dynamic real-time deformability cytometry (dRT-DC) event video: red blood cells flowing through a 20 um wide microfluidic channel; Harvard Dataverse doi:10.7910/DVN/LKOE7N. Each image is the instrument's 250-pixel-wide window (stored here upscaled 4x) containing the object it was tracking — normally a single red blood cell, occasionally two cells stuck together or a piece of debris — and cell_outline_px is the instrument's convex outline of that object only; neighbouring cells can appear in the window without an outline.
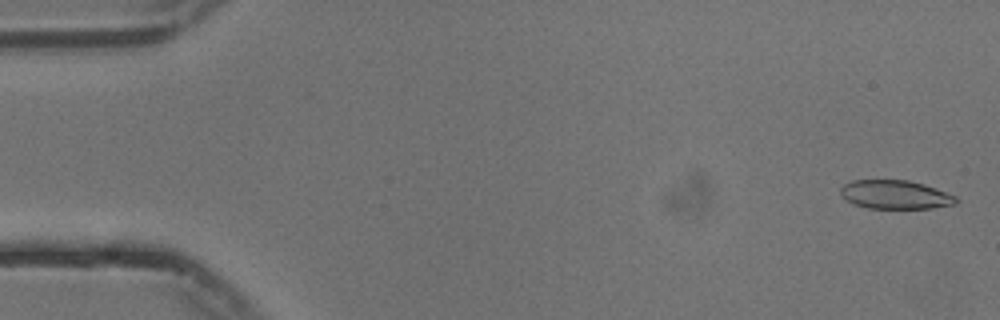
{"species": "common noctule bat (a hibernating species)", "species_latin": "Nyctalus noctula", "temperature_condition": "cold", "stored_images_in_passage": 55, "camera_frame_rate_fps": 3000, "um_per_image_px": 0.085, "animal": {"sex": "male", "body_mass_g": 13.3}, "frame": {"image": 1, "passage_image": 2, "time_ms": 0.333, "image_size_px": [1000, 320], "cell_outline_px": [[960, 200], [956, 204], [932, 208], [868, 208], [856, 204], [840, 196], [840, 188], [844, 184], [852, 180], [908, 180], [924, 184], [956, 196]], "centroid_in_image_um": [76.11, 16.54], "position_along_channel_um": 8.9, "area_um2": 19.31}}
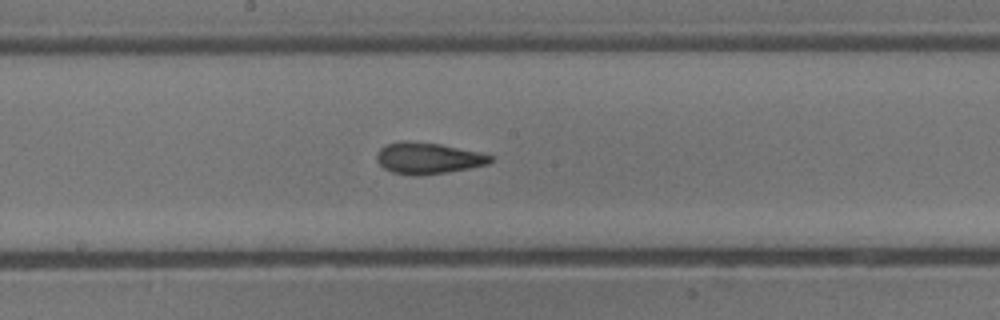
{"frame": {"image": 2, "passage_image": 29, "time_ms": 9.333, "image_size_px": [1000, 320], "cell_outline_px": [[492, 160], [488, 164], [468, 168], [420, 176], [412, 176], [392, 172], [384, 168], [376, 160], [376, 156], [380, 148], [388, 144], [400, 140], [408, 140], [440, 144], [480, 152], [492, 156]], "centroid_in_image_um": [36.35, 13.44], "position_along_channel_um": 211.9, "area_um2": 20.75}}
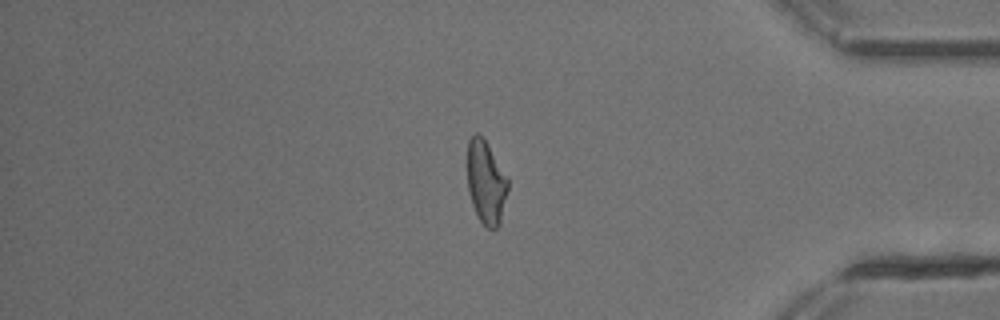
{"frame": {"image": 3, "passage_image": 46, "time_ms": 15.0, "image_size_px": [1000, 320], "cell_outline_px": [[508, 188], [500, 224], [496, 228], [488, 228], [480, 220], [472, 204], [468, 192], [468, 140], [476, 132], [484, 140], [508, 180]], "centroid_in_image_um": [41.3, 15.53], "position_along_channel_um": 393.9, "area_um2": 19.07}, "authors_computed_cell_mechanics": {"area_um2": 20.4612, "velocity_mm_per_s": 3.7492, "shape_relaxation_time_tau1_ms": null, "shape_relaxation_time_tau2_ms": 1.5957, "deformation_change_tau1": null, "deformation_change_tau2": 0.0973}}